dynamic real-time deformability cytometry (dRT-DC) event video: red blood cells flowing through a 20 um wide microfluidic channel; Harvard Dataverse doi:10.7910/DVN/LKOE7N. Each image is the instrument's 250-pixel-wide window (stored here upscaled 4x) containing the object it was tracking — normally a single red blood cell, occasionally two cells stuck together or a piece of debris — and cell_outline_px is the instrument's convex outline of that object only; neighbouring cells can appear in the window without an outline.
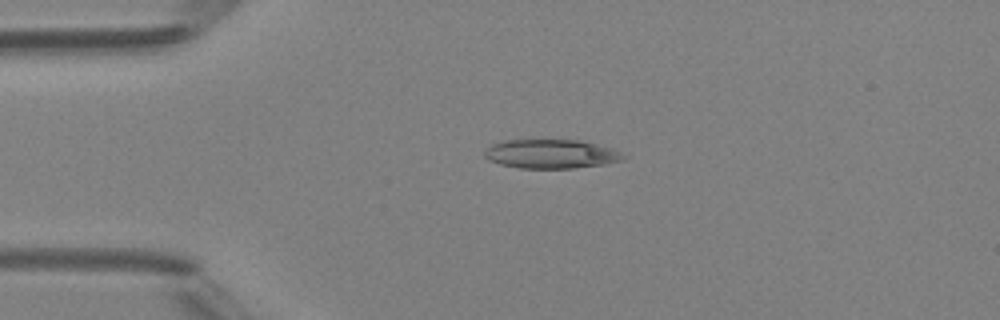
{"species": "Egyptian fruit bat (a non-hibernating species)", "species_latin": "Rousettus aegyptiacus", "temperature_condition": "room temperature", "stored_images_in_passage": 3, "camera_frame_rate_fps": 3000, "um_per_image_px": 0.085, "animal": {"sex": "female"}, "frame": {"image": 1, "passage_image": 1, "time_ms": 0.0, "image_size_px": [1000, 320], "cell_outline_px": [[628, 156], [620, 160], [604, 164], [572, 168], [520, 168], [500, 164], [488, 160], [484, 156], [484, 152], [492, 144], [504, 140], [580, 140], [612, 148]], "centroid_in_image_um": [46.83, 13.08], "position_along_channel_um": 38.2, "area_um2": 23.35}}
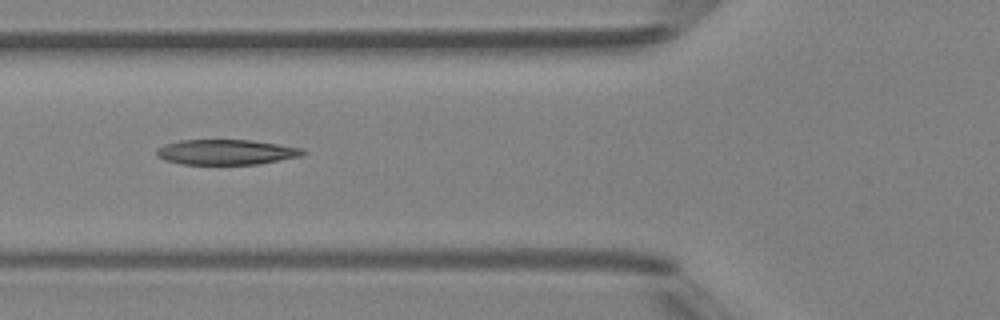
{"frame": {"image": 2, "passage_image": 3, "time_ms": 2.333, "image_size_px": [1000, 320], "cell_outline_px": [[308, 152], [300, 156], [256, 164], [184, 164], [164, 160], [156, 156], [156, 148], [164, 144], [180, 140], [252, 140], [304, 148]], "centroid_in_image_um": [19.2, 12.92], "position_along_channel_um": 106.6, "area_um2": 21.5}}